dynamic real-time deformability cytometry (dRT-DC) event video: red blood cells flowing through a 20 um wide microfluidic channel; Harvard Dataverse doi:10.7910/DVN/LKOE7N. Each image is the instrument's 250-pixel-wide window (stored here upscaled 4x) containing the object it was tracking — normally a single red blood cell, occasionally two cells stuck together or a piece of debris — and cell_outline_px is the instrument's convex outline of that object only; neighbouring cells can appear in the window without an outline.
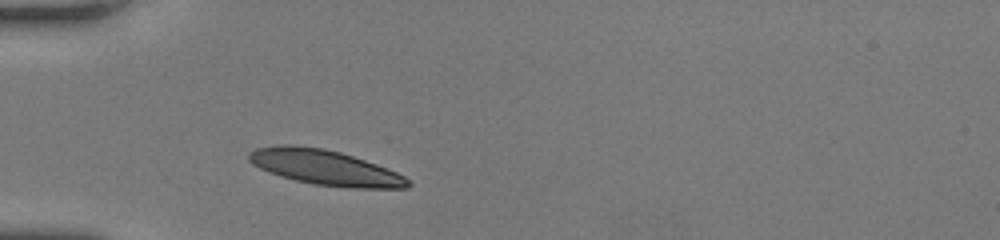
{"species": "human", "species_latin": "Homo sapiens", "temperature_condition": "room temperature", "stored_images_in_passage": 35, "camera_frame_rate_fps": 3000, "um_per_image_px": 0.085, "donor": {"sex": "female"}, "frame": {"image": 1, "passage_image": 1, "time_ms": 0.0, "image_size_px": [1000, 240], "cell_outline_px": [[412, 184], [408, 188], [348, 188], [316, 184], [296, 180], [280, 176], [268, 172], [252, 164], [248, 160], [248, 152], [256, 148], [276, 144], [292, 144], [324, 148], [340, 152], [376, 164], [396, 172], [412, 180]], "centroid_in_image_um": [27.61, 14.23], "position_along_channel_um": 57.4, "area_um2": 32.71}}
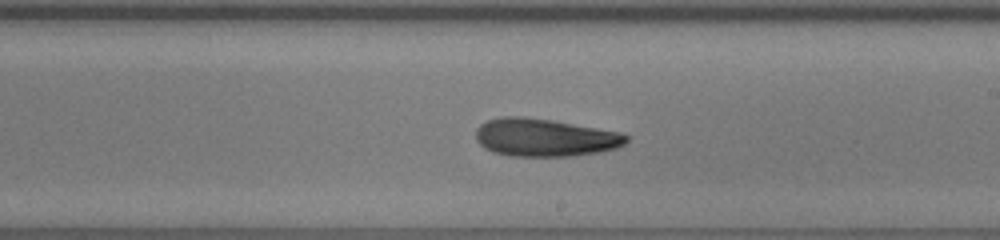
{"frame": {"image": 2, "passage_image": 15, "time_ms": 4.667, "image_size_px": [1000, 240], "cell_outline_px": [[628, 140], [624, 144], [616, 148], [600, 152], [572, 156], [508, 156], [492, 152], [484, 148], [476, 140], [476, 128], [480, 124], [488, 120], [500, 116], [520, 116], [552, 120], [624, 132], [628, 136]], "centroid_in_image_um": [46.31, 11.69], "position_along_channel_um": 242.7, "area_um2": 33.58}}
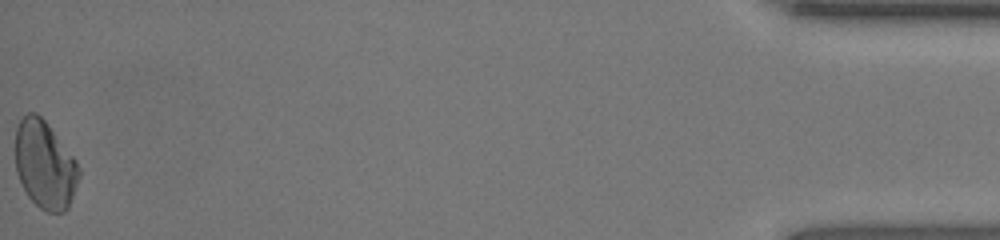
{"frame": {"image": 3, "passage_image": 35, "time_ms": 11.333, "image_size_px": [1000, 240], "cell_outline_px": [[80, 176], [68, 208], [64, 212], [48, 212], [40, 208], [28, 196], [16, 172], [16, 128], [20, 120], [28, 112], [36, 112], [48, 124], [76, 160], [80, 168]], "centroid_in_image_um": [3.82, 14.01], "position_along_channel_um": 431.4, "area_um2": 32.37}, "authors_computed_cell_mechanics": {"area_um2": 32.7148, "velocity_mm_per_s": 4.2233, "shape_relaxation_time_tau1_ms": 7.636, "shape_relaxation_time_tau2_ms": 3.2486, "deformation_change_tau1": 0.1735, "deformation_change_tau2": 0.0841}}